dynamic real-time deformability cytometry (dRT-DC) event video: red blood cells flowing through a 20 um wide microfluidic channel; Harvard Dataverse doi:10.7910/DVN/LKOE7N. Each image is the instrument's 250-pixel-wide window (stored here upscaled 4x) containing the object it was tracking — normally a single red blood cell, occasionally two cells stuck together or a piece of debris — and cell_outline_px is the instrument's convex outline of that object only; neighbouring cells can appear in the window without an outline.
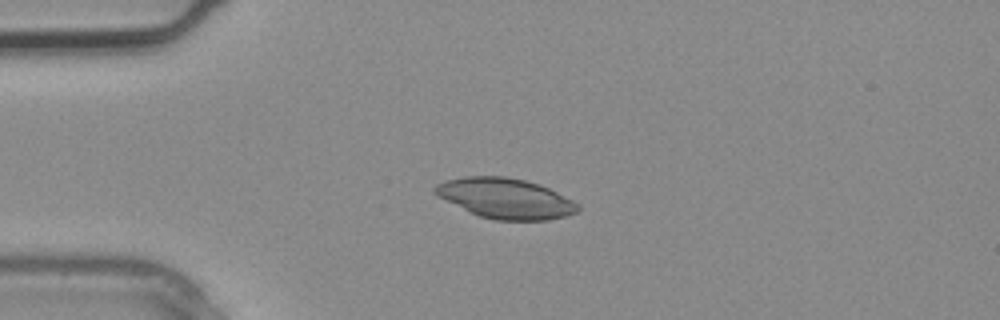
{"species": "common noctule bat (a hibernating species)", "species_latin": "Nyctalus noctula", "temperature_condition": "warm", "stored_images_in_passage": 2, "camera_frame_rate_fps": 3000, "um_per_image_px": 0.085, "animal": {"sex": "male", "body_mass_g": 20.4}, "frame": {"image": 1, "passage_image": 2, "time_ms": 0.333, "image_size_px": [1000, 320], "cell_outline_px": [[580, 208], [576, 212], [564, 216], [548, 220], [496, 220], [480, 216], [436, 196], [432, 192], [432, 188], [436, 184], [444, 180], [464, 176], [504, 176], [524, 180], [540, 184], [580, 204]], "centroid_in_image_um": [42.93, 16.85], "position_along_channel_um": 42.1, "area_um2": 33.47}}